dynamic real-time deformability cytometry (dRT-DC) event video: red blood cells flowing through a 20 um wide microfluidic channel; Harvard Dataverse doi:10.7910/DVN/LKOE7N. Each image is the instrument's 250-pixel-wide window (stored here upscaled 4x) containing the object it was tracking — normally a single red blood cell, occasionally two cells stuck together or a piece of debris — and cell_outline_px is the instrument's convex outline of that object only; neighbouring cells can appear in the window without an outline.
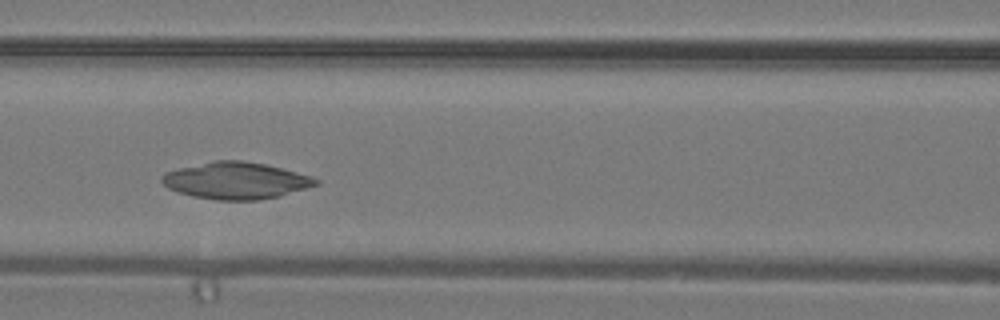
{"species": "common noctule bat (a hibernating species)", "species_latin": "Nyctalus noctula", "temperature_condition": "warm", "stored_images_in_passage": 26, "camera_frame_rate_fps": 3000, "um_per_image_px": 0.085, "animal": {"sex": "male", "body_mass_g": 19.2, "forearm_length_mm": 51.8}, "frame": {"image": 1, "passage_image": 5, "time_ms": 1.333, "image_size_px": [1000, 320], "cell_outline_px": [[320, 184], [308, 188], [280, 196], [260, 200], [216, 200], [192, 196], [176, 192], [168, 188], [160, 180], [160, 176], [164, 172], [180, 168], [216, 160], [240, 160], [264, 164], [312, 176], [320, 180]], "centroid_in_image_um": [20.05, 15.36], "position_along_channel_um": 146.5, "area_um2": 33.12}}
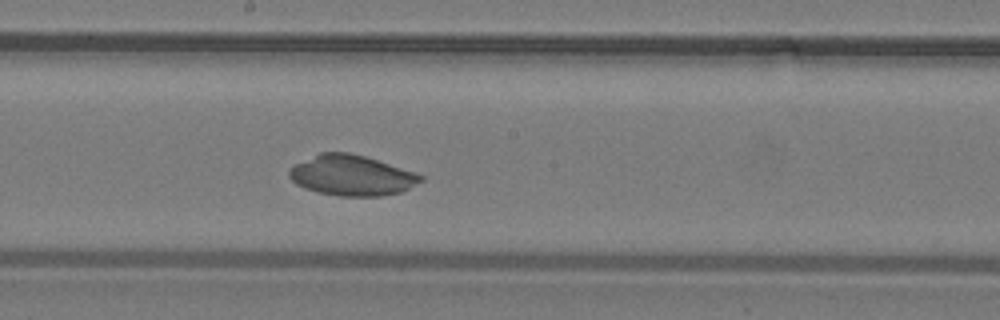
{"frame": {"image": 2, "passage_image": 9, "time_ms": 2.667, "image_size_px": [1000, 320], "cell_outline_px": [[424, 180], [400, 192], [380, 196], [340, 196], [320, 192], [296, 184], [288, 176], [288, 172], [296, 164], [320, 152], [348, 152], [364, 156], [424, 176]], "centroid_in_image_um": [29.88, 14.91], "position_along_channel_um": 218.3, "area_um2": 30.35}}
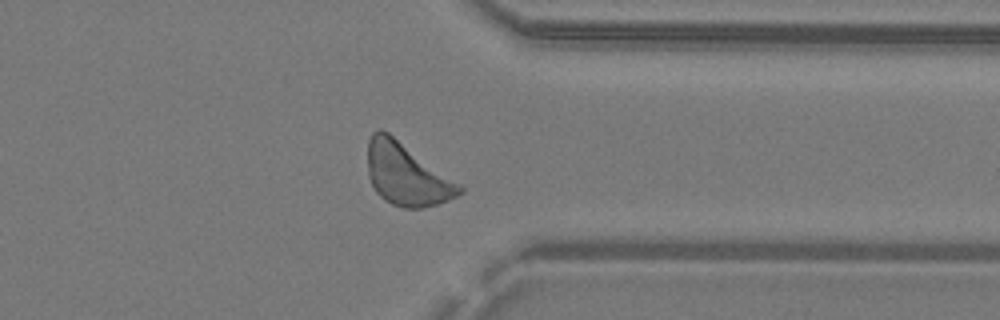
{"frame": {"image": 3, "passage_image": 18, "time_ms": 5.667, "image_size_px": [1000, 320], "cell_outline_px": [[464, 192], [448, 200], [424, 208], [404, 208], [392, 204], [384, 200], [376, 192], [368, 176], [368, 140], [372, 132], [380, 128], [388, 132], [460, 184], [464, 188]], "centroid_in_image_um": [34.54, 14.83], "position_along_channel_um": 376.9, "area_um2": 33.06}}